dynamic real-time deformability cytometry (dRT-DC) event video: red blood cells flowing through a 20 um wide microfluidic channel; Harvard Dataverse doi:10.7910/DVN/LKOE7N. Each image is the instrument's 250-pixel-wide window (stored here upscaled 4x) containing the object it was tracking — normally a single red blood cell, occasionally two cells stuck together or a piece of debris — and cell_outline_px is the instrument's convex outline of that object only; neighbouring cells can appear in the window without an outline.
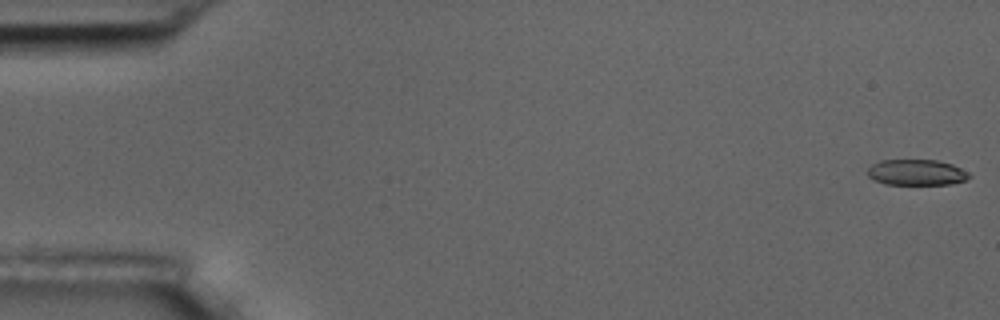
{"species": "common noctule bat (a hibernating species)", "species_latin": "Nyctalus noctula", "temperature_condition": "room temperature", "stored_images_in_passage": 9, "camera_frame_rate_fps": 3000, "um_per_image_px": 0.085, "animal": {"sex": "male", "body_mass_g": 17.5, "forearm_length_mm": 52.3}, "frame": {"image": 1, "passage_image": 1, "time_ms": 0.0, "image_size_px": [1000, 320], "cell_outline_px": [[972, 176], [964, 180], [952, 184], [884, 184], [868, 176], [868, 168], [872, 164], [880, 160], [936, 160], [952, 164], [968, 172]], "centroid_in_image_um": [77.9, 14.65], "position_along_channel_um": 7.1, "area_um2": 15.2}}
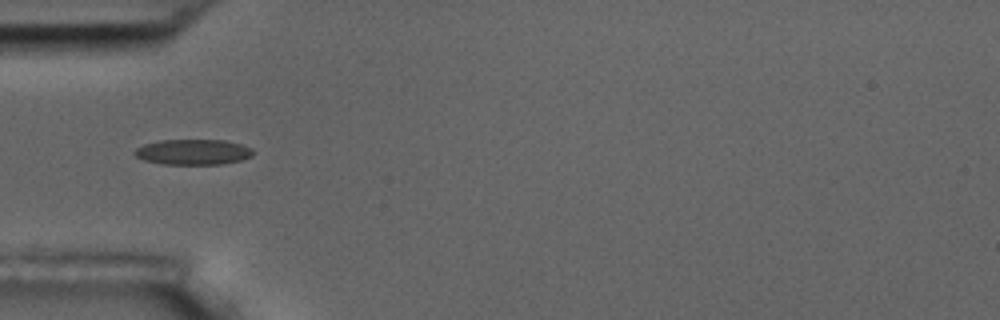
{"frame": {"image": 2, "passage_image": 6, "time_ms": 5.667, "image_size_px": [1000, 320], "cell_outline_px": [[252, 156], [240, 160], [220, 164], [160, 164], [144, 160], [136, 156], [132, 152], [136, 148], [144, 144], [160, 140], [224, 140], [240, 144], [252, 148]], "centroid_in_image_um": [16.37, 12.92], "position_along_channel_um": 68.6, "area_um2": 17.51}}
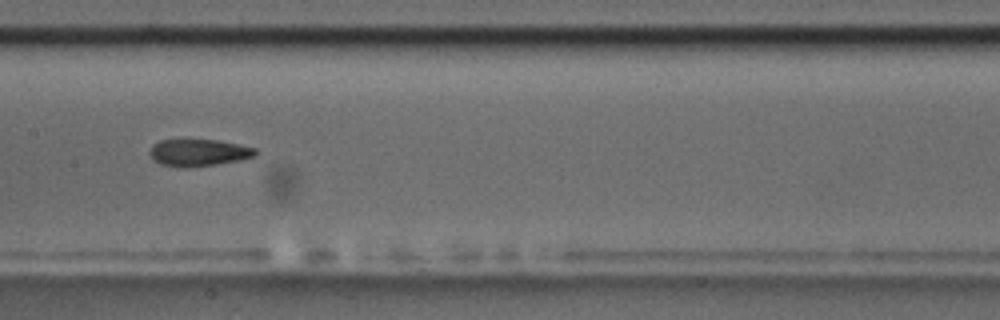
{"frame": {"image": 3, "passage_image": 9, "time_ms": 9.0, "image_size_px": [1000, 320], "cell_outline_px": [[256, 156], [240, 160], [216, 164], [184, 168], [180, 168], [160, 164], [148, 152], [152, 144], [160, 140], [216, 140], [256, 148]], "centroid_in_image_um": [16.86, 12.98], "position_along_channel_um": 190.5, "area_um2": 16.53}}